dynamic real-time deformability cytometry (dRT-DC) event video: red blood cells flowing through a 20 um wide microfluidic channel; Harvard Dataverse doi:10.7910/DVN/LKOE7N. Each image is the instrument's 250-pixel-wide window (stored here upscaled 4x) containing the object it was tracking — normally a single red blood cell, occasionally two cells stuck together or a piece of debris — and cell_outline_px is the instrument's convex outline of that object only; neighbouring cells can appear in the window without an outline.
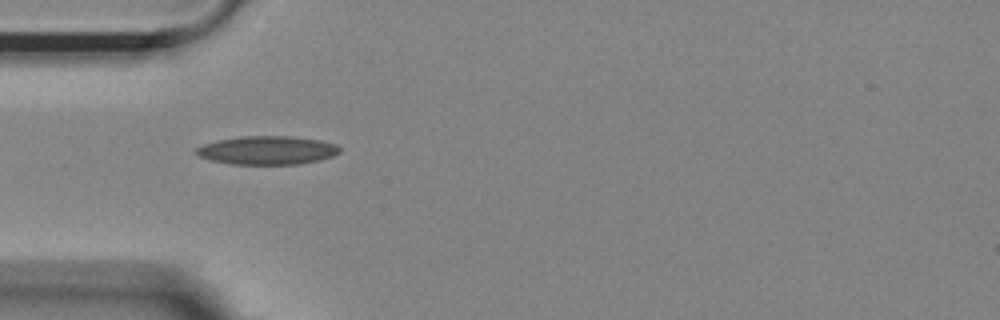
{"species": "Egyptian fruit bat (a non-hibernating species)", "species_latin": "Rousettus aegyptiacus", "temperature_condition": "room temperature", "stored_images_in_passage": 20, "camera_frame_rate_fps": 3000, "um_per_image_px": 0.085, "animal": {"sex": "female"}, "frame": {"image": 1, "passage_image": 1, "time_ms": 0.0, "image_size_px": [1000, 320], "cell_outline_px": [[340, 152], [332, 156], [320, 160], [300, 164], [228, 164], [212, 160], [200, 156], [196, 152], [196, 148], [204, 144], [220, 140], [240, 136], [288, 136], [320, 140], [336, 144], [340, 148]], "centroid_in_image_um": [22.75, 12.77], "position_along_channel_um": 62.3, "area_um2": 23.7}}
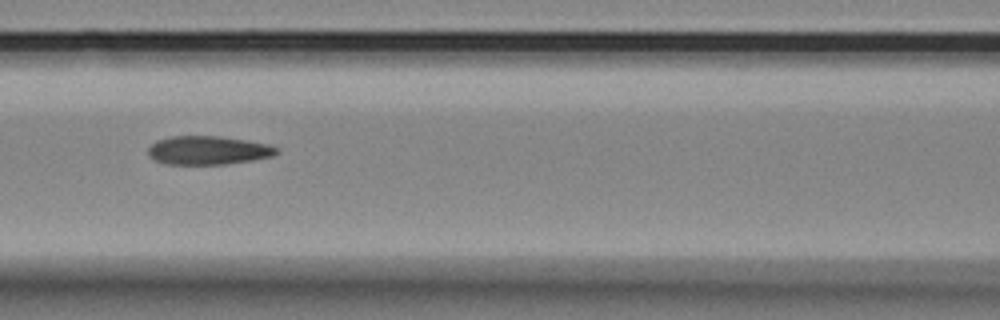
{"frame": {"image": 2, "passage_image": 8, "time_ms": 2.333, "image_size_px": [1000, 320], "cell_outline_px": [[280, 152], [272, 156], [252, 160], [224, 164], [164, 164], [148, 156], [148, 148], [156, 140], [172, 136], [220, 136], [268, 144], [276, 148]], "centroid_in_image_um": [17.66, 12.77], "position_along_channel_um": 148.9, "area_um2": 21.33}}
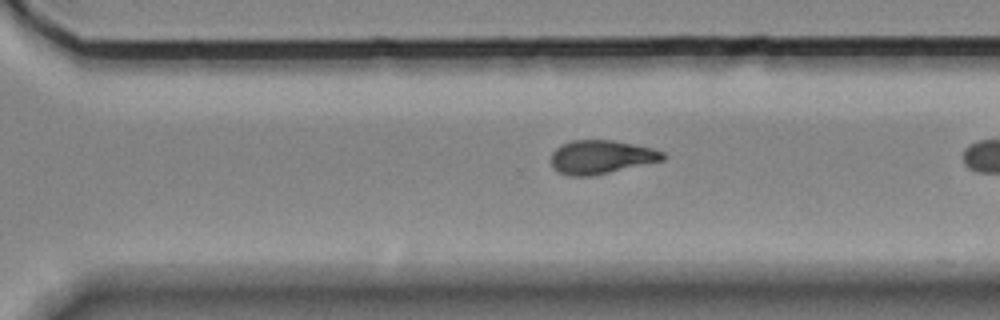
{"frame": {"image": 3, "passage_image": 19, "time_ms": 6.0, "image_size_px": [1000, 320], "cell_outline_px": [[664, 160], [592, 176], [568, 176], [552, 168], [552, 152], [560, 144], [572, 140], [612, 140], [652, 148], [664, 152]], "centroid_in_image_um": [51.07, 13.35], "position_along_channel_um": 319.5, "area_um2": 21.85}}